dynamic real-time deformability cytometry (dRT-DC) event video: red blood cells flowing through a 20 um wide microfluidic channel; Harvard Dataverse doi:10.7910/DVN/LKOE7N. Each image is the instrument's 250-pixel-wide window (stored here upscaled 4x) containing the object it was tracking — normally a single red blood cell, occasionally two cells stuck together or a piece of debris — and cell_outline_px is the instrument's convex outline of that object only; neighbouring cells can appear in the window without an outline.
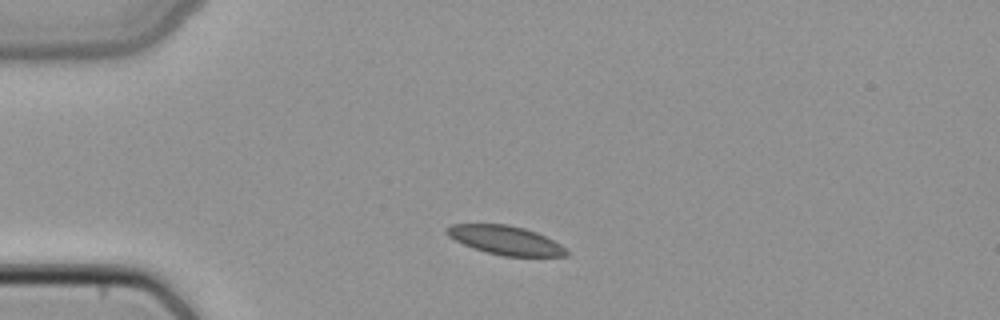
{"species": "common noctule bat (a hibernating species)", "species_latin": "Nyctalus noctula", "temperature_condition": "cold", "stored_images_in_passage": 2, "camera_frame_rate_fps": 3000, "um_per_image_px": 0.085, "animal": {"sex": "female", "body_mass_g": 22.7, "forearm_length_mm": 54.2}, "frame": {"image": 1, "passage_image": 1, "time_ms": 0.0, "image_size_px": [1000, 320], "cell_outline_px": [[568, 256], [504, 256], [488, 252], [464, 244], [448, 236], [444, 232], [444, 228], [452, 224], [508, 224], [524, 228], [536, 232], [560, 244], [568, 252]], "centroid_in_image_um": [42.94, 20.4], "position_along_channel_um": 42.1, "area_um2": 19.88}}